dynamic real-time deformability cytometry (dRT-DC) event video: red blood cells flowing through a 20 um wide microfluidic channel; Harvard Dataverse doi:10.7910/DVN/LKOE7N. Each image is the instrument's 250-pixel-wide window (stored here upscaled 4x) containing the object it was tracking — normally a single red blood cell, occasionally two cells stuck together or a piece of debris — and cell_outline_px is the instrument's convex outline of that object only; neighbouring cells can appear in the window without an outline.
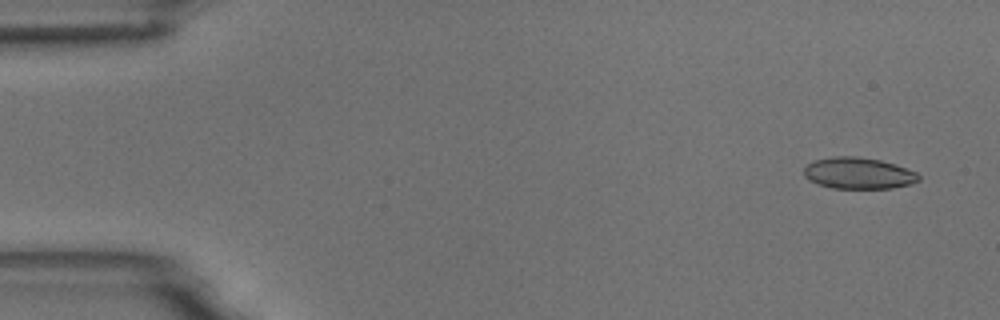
{"species": "common noctule bat (a hibernating species)", "species_latin": "Nyctalus noctula", "temperature_condition": "room temperature", "stored_images_in_passage": 8, "camera_frame_rate_fps": 3000, "um_per_image_px": 0.085, "animal": {"sex": "male", "body_mass_g": 18.8}, "frame": {"image": 1, "passage_image": 1, "time_ms": 0.0, "image_size_px": [1000, 320], "cell_outline_px": [[920, 180], [908, 184], [892, 188], [832, 188], [808, 180], [804, 176], [804, 168], [812, 160], [832, 156], [856, 156], [880, 160], [916, 172], [920, 176]], "centroid_in_image_um": [72.92, 14.71], "position_along_channel_um": 12.1, "area_um2": 20.87}}
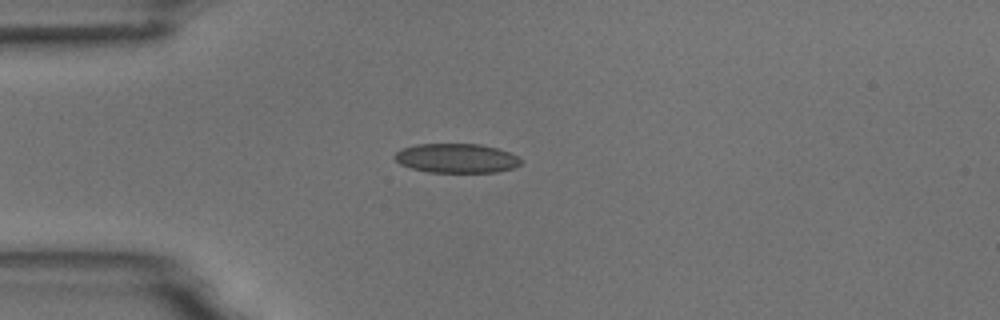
{"frame": {"image": 2, "passage_image": 4, "time_ms": 3.667, "image_size_px": [1000, 320], "cell_outline_px": [[524, 160], [516, 168], [496, 172], [428, 172], [412, 168], [400, 164], [392, 156], [400, 148], [416, 144], [480, 144], [496, 148], [508, 152]], "centroid_in_image_um": [38.79, 13.45], "position_along_channel_um": 46.2, "area_um2": 21.68}}